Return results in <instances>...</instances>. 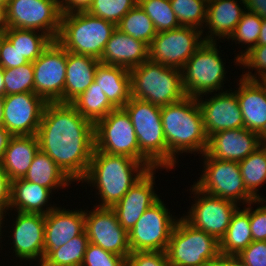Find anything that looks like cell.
I'll list each match as a JSON object with an SVG mask.
<instances>
[{"label":"cell","mask_w":266,"mask_h":266,"mask_svg":"<svg viewBox=\"0 0 266 266\" xmlns=\"http://www.w3.org/2000/svg\"><path fill=\"white\" fill-rule=\"evenodd\" d=\"M39 150L73 182L86 176L95 148L94 124L71 103L47 102L37 131Z\"/></svg>","instance_id":"cell-1"},{"label":"cell","mask_w":266,"mask_h":266,"mask_svg":"<svg viewBox=\"0 0 266 266\" xmlns=\"http://www.w3.org/2000/svg\"><path fill=\"white\" fill-rule=\"evenodd\" d=\"M161 120L168 169L176 167L179 154L195 152L201 155L206 152L208 136L196 97L185 96L178 102L161 107Z\"/></svg>","instance_id":"cell-2"},{"label":"cell","mask_w":266,"mask_h":266,"mask_svg":"<svg viewBox=\"0 0 266 266\" xmlns=\"http://www.w3.org/2000/svg\"><path fill=\"white\" fill-rule=\"evenodd\" d=\"M149 169L138 160L125 155H111L94 148L89 169L82 180L98 190L99 204L109 207L121 200L127 191Z\"/></svg>","instance_id":"cell-3"},{"label":"cell","mask_w":266,"mask_h":266,"mask_svg":"<svg viewBox=\"0 0 266 266\" xmlns=\"http://www.w3.org/2000/svg\"><path fill=\"white\" fill-rule=\"evenodd\" d=\"M116 25L87 11L62 14L56 41L67 51L100 60Z\"/></svg>","instance_id":"cell-4"},{"label":"cell","mask_w":266,"mask_h":266,"mask_svg":"<svg viewBox=\"0 0 266 266\" xmlns=\"http://www.w3.org/2000/svg\"><path fill=\"white\" fill-rule=\"evenodd\" d=\"M129 72L133 98L163 107L186 96L179 69L148 60Z\"/></svg>","instance_id":"cell-5"},{"label":"cell","mask_w":266,"mask_h":266,"mask_svg":"<svg viewBox=\"0 0 266 266\" xmlns=\"http://www.w3.org/2000/svg\"><path fill=\"white\" fill-rule=\"evenodd\" d=\"M217 46L216 42L205 41L185 63L181 71L186 96L204 94L207 98V94L224 91L227 72Z\"/></svg>","instance_id":"cell-6"},{"label":"cell","mask_w":266,"mask_h":266,"mask_svg":"<svg viewBox=\"0 0 266 266\" xmlns=\"http://www.w3.org/2000/svg\"><path fill=\"white\" fill-rule=\"evenodd\" d=\"M166 253L171 266H204L221 255L219 241L182 216L172 230Z\"/></svg>","instance_id":"cell-7"},{"label":"cell","mask_w":266,"mask_h":266,"mask_svg":"<svg viewBox=\"0 0 266 266\" xmlns=\"http://www.w3.org/2000/svg\"><path fill=\"white\" fill-rule=\"evenodd\" d=\"M123 108L131 118L140 152L155 167L167 168V145L162 127L161 107L130 97Z\"/></svg>","instance_id":"cell-8"},{"label":"cell","mask_w":266,"mask_h":266,"mask_svg":"<svg viewBox=\"0 0 266 266\" xmlns=\"http://www.w3.org/2000/svg\"><path fill=\"white\" fill-rule=\"evenodd\" d=\"M95 149L111 155H125L155 166L140 152L131 118L124 108H116L94 125Z\"/></svg>","instance_id":"cell-9"},{"label":"cell","mask_w":266,"mask_h":266,"mask_svg":"<svg viewBox=\"0 0 266 266\" xmlns=\"http://www.w3.org/2000/svg\"><path fill=\"white\" fill-rule=\"evenodd\" d=\"M202 173L193 184L205 193L219 198L242 203L244 206L256 198L246 189L237 161L217 160L206 153Z\"/></svg>","instance_id":"cell-10"},{"label":"cell","mask_w":266,"mask_h":266,"mask_svg":"<svg viewBox=\"0 0 266 266\" xmlns=\"http://www.w3.org/2000/svg\"><path fill=\"white\" fill-rule=\"evenodd\" d=\"M159 199L149 207L128 232L131 252L166 251L178 220ZM176 218V219H175Z\"/></svg>","instance_id":"cell-11"},{"label":"cell","mask_w":266,"mask_h":266,"mask_svg":"<svg viewBox=\"0 0 266 266\" xmlns=\"http://www.w3.org/2000/svg\"><path fill=\"white\" fill-rule=\"evenodd\" d=\"M204 42L203 32L193 27L181 26L157 32L149 45V60L182 70L185 63Z\"/></svg>","instance_id":"cell-12"},{"label":"cell","mask_w":266,"mask_h":266,"mask_svg":"<svg viewBox=\"0 0 266 266\" xmlns=\"http://www.w3.org/2000/svg\"><path fill=\"white\" fill-rule=\"evenodd\" d=\"M190 188L195 201L188 214L182 217L195 228L220 241L227 232L232 215L239 208V204L205 193L194 184Z\"/></svg>","instance_id":"cell-13"},{"label":"cell","mask_w":266,"mask_h":266,"mask_svg":"<svg viewBox=\"0 0 266 266\" xmlns=\"http://www.w3.org/2000/svg\"><path fill=\"white\" fill-rule=\"evenodd\" d=\"M59 0H9L7 21L10 28L33 29L56 41L61 23Z\"/></svg>","instance_id":"cell-14"},{"label":"cell","mask_w":266,"mask_h":266,"mask_svg":"<svg viewBox=\"0 0 266 266\" xmlns=\"http://www.w3.org/2000/svg\"><path fill=\"white\" fill-rule=\"evenodd\" d=\"M66 62L67 50L57 41H52L33 62L34 93L46 102L63 103Z\"/></svg>","instance_id":"cell-15"},{"label":"cell","mask_w":266,"mask_h":266,"mask_svg":"<svg viewBox=\"0 0 266 266\" xmlns=\"http://www.w3.org/2000/svg\"><path fill=\"white\" fill-rule=\"evenodd\" d=\"M93 208L85 210V232L89 242L127 258L131 253L128 232L119 223L115 212L109 207L94 205Z\"/></svg>","instance_id":"cell-16"},{"label":"cell","mask_w":266,"mask_h":266,"mask_svg":"<svg viewBox=\"0 0 266 266\" xmlns=\"http://www.w3.org/2000/svg\"><path fill=\"white\" fill-rule=\"evenodd\" d=\"M3 127L13 136L36 135L47 102L35 93L5 95Z\"/></svg>","instance_id":"cell-17"},{"label":"cell","mask_w":266,"mask_h":266,"mask_svg":"<svg viewBox=\"0 0 266 266\" xmlns=\"http://www.w3.org/2000/svg\"><path fill=\"white\" fill-rule=\"evenodd\" d=\"M213 94L205 100H203L204 94L196 97L208 138L223 130L244 128L236 92L227 89Z\"/></svg>","instance_id":"cell-18"},{"label":"cell","mask_w":266,"mask_h":266,"mask_svg":"<svg viewBox=\"0 0 266 266\" xmlns=\"http://www.w3.org/2000/svg\"><path fill=\"white\" fill-rule=\"evenodd\" d=\"M156 169L169 170L163 167L149 169L121 200L111 207L127 232L133 228L143 213L160 199V195L158 196L154 190Z\"/></svg>","instance_id":"cell-19"},{"label":"cell","mask_w":266,"mask_h":266,"mask_svg":"<svg viewBox=\"0 0 266 266\" xmlns=\"http://www.w3.org/2000/svg\"><path fill=\"white\" fill-rule=\"evenodd\" d=\"M13 221L11 236L13 239L11 249L19 260L38 261L39 265L44 260V230L45 215L40 213L16 212Z\"/></svg>","instance_id":"cell-20"},{"label":"cell","mask_w":266,"mask_h":266,"mask_svg":"<svg viewBox=\"0 0 266 266\" xmlns=\"http://www.w3.org/2000/svg\"><path fill=\"white\" fill-rule=\"evenodd\" d=\"M261 147V136L247 128L217 132L208 138L206 154L217 160L241 161Z\"/></svg>","instance_id":"cell-21"},{"label":"cell","mask_w":266,"mask_h":266,"mask_svg":"<svg viewBox=\"0 0 266 266\" xmlns=\"http://www.w3.org/2000/svg\"><path fill=\"white\" fill-rule=\"evenodd\" d=\"M85 231V210L55 207L45 215L44 258Z\"/></svg>","instance_id":"cell-22"},{"label":"cell","mask_w":266,"mask_h":266,"mask_svg":"<svg viewBox=\"0 0 266 266\" xmlns=\"http://www.w3.org/2000/svg\"><path fill=\"white\" fill-rule=\"evenodd\" d=\"M236 92L244 128L262 136L266 133V86L262 81L239 79Z\"/></svg>","instance_id":"cell-23"},{"label":"cell","mask_w":266,"mask_h":266,"mask_svg":"<svg viewBox=\"0 0 266 266\" xmlns=\"http://www.w3.org/2000/svg\"><path fill=\"white\" fill-rule=\"evenodd\" d=\"M148 60L149 45L144 41L135 40L116 28L99 61L106 65L121 66L130 70Z\"/></svg>","instance_id":"cell-24"},{"label":"cell","mask_w":266,"mask_h":266,"mask_svg":"<svg viewBox=\"0 0 266 266\" xmlns=\"http://www.w3.org/2000/svg\"><path fill=\"white\" fill-rule=\"evenodd\" d=\"M245 11L244 0H208L204 26L208 32H205L204 40L206 42H217L219 39L221 41V38L228 40Z\"/></svg>","instance_id":"cell-25"},{"label":"cell","mask_w":266,"mask_h":266,"mask_svg":"<svg viewBox=\"0 0 266 266\" xmlns=\"http://www.w3.org/2000/svg\"><path fill=\"white\" fill-rule=\"evenodd\" d=\"M100 63L91 56L67 51L63 103H72L94 82L96 69Z\"/></svg>","instance_id":"cell-26"},{"label":"cell","mask_w":266,"mask_h":266,"mask_svg":"<svg viewBox=\"0 0 266 266\" xmlns=\"http://www.w3.org/2000/svg\"><path fill=\"white\" fill-rule=\"evenodd\" d=\"M52 194L49 188L29 182L23 178L12 180L9 210L12 211L15 208L14 211L16 212L40 213L46 215L57 206L56 204L52 206V204L49 203Z\"/></svg>","instance_id":"cell-27"},{"label":"cell","mask_w":266,"mask_h":266,"mask_svg":"<svg viewBox=\"0 0 266 266\" xmlns=\"http://www.w3.org/2000/svg\"><path fill=\"white\" fill-rule=\"evenodd\" d=\"M38 151L39 142L36 135H18L10 138L1 164L11 181L25 176Z\"/></svg>","instance_id":"cell-28"},{"label":"cell","mask_w":266,"mask_h":266,"mask_svg":"<svg viewBox=\"0 0 266 266\" xmlns=\"http://www.w3.org/2000/svg\"><path fill=\"white\" fill-rule=\"evenodd\" d=\"M94 82L115 108H123L131 97L130 72L127 68L100 63Z\"/></svg>","instance_id":"cell-29"},{"label":"cell","mask_w":266,"mask_h":266,"mask_svg":"<svg viewBox=\"0 0 266 266\" xmlns=\"http://www.w3.org/2000/svg\"><path fill=\"white\" fill-rule=\"evenodd\" d=\"M247 205L243 209L239 207L232 215L227 232L219 241L221 255L236 256L253 241L250 229L249 203Z\"/></svg>","instance_id":"cell-30"},{"label":"cell","mask_w":266,"mask_h":266,"mask_svg":"<svg viewBox=\"0 0 266 266\" xmlns=\"http://www.w3.org/2000/svg\"><path fill=\"white\" fill-rule=\"evenodd\" d=\"M23 179L54 190L69 187L73 182L58 165L44 152L39 150Z\"/></svg>","instance_id":"cell-31"},{"label":"cell","mask_w":266,"mask_h":266,"mask_svg":"<svg viewBox=\"0 0 266 266\" xmlns=\"http://www.w3.org/2000/svg\"><path fill=\"white\" fill-rule=\"evenodd\" d=\"M3 36L32 63L53 41L47 34L33 29L9 28Z\"/></svg>","instance_id":"cell-32"},{"label":"cell","mask_w":266,"mask_h":266,"mask_svg":"<svg viewBox=\"0 0 266 266\" xmlns=\"http://www.w3.org/2000/svg\"><path fill=\"white\" fill-rule=\"evenodd\" d=\"M71 104L85 119L94 125L116 109L95 82Z\"/></svg>","instance_id":"cell-33"},{"label":"cell","mask_w":266,"mask_h":266,"mask_svg":"<svg viewBox=\"0 0 266 266\" xmlns=\"http://www.w3.org/2000/svg\"><path fill=\"white\" fill-rule=\"evenodd\" d=\"M238 163L246 189L256 199H264V197H261L262 195L258 194V188L266 183V151L259 147Z\"/></svg>","instance_id":"cell-34"},{"label":"cell","mask_w":266,"mask_h":266,"mask_svg":"<svg viewBox=\"0 0 266 266\" xmlns=\"http://www.w3.org/2000/svg\"><path fill=\"white\" fill-rule=\"evenodd\" d=\"M89 244L86 232L72 238L59 248L53 249L39 266H65L82 264Z\"/></svg>","instance_id":"cell-35"},{"label":"cell","mask_w":266,"mask_h":266,"mask_svg":"<svg viewBox=\"0 0 266 266\" xmlns=\"http://www.w3.org/2000/svg\"><path fill=\"white\" fill-rule=\"evenodd\" d=\"M263 19L257 14L245 11L238 22L235 31L229 37L236 44L246 45L245 50H240L239 54L234 57L235 65L240 67V59L247 54L253 47L257 46ZM241 43V44H240Z\"/></svg>","instance_id":"cell-36"},{"label":"cell","mask_w":266,"mask_h":266,"mask_svg":"<svg viewBox=\"0 0 266 266\" xmlns=\"http://www.w3.org/2000/svg\"><path fill=\"white\" fill-rule=\"evenodd\" d=\"M123 33L150 45L157 34L152 20L137 4L116 25Z\"/></svg>","instance_id":"cell-37"},{"label":"cell","mask_w":266,"mask_h":266,"mask_svg":"<svg viewBox=\"0 0 266 266\" xmlns=\"http://www.w3.org/2000/svg\"><path fill=\"white\" fill-rule=\"evenodd\" d=\"M181 26L204 32L208 0H169Z\"/></svg>","instance_id":"cell-38"},{"label":"cell","mask_w":266,"mask_h":266,"mask_svg":"<svg viewBox=\"0 0 266 266\" xmlns=\"http://www.w3.org/2000/svg\"><path fill=\"white\" fill-rule=\"evenodd\" d=\"M138 5L152 20L157 32L181 27L169 0H138Z\"/></svg>","instance_id":"cell-39"},{"label":"cell","mask_w":266,"mask_h":266,"mask_svg":"<svg viewBox=\"0 0 266 266\" xmlns=\"http://www.w3.org/2000/svg\"><path fill=\"white\" fill-rule=\"evenodd\" d=\"M5 95L34 93V68L29 62L17 68L3 69Z\"/></svg>","instance_id":"cell-40"},{"label":"cell","mask_w":266,"mask_h":266,"mask_svg":"<svg viewBox=\"0 0 266 266\" xmlns=\"http://www.w3.org/2000/svg\"><path fill=\"white\" fill-rule=\"evenodd\" d=\"M137 4L138 0H93L87 12L117 25Z\"/></svg>","instance_id":"cell-41"},{"label":"cell","mask_w":266,"mask_h":266,"mask_svg":"<svg viewBox=\"0 0 266 266\" xmlns=\"http://www.w3.org/2000/svg\"><path fill=\"white\" fill-rule=\"evenodd\" d=\"M248 69L239 76L246 80L262 81L266 78V45H257L240 59V66ZM255 70L253 74L250 70Z\"/></svg>","instance_id":"cell-42"},{"label":"cell","mask_w":266,"mask_h":266,"mask_svg":"<svg viewBox=\"0 0 266 266\" xmlns=\"http://www.w3.org/2000/svg\"><path fill=\"white\" fill-rule=\"evenodd\" d=\"M82 264L83 266H126V258L89 242Z\"/></svg>","instance_id":"cell-43"},{"label":"cell","mask_w":266,"mask_h":266,"mask_svg":"<svg viewBox=\"0 0 266 266\" xmlns=\"http://www.w3.org/2000/svg\"><path fill=\"white\" fill-rule=\"evenodd\" d=\"M259 204L253 209L252 204ZM266 199H256L249 203L250 229L253 241H266ZM253 210V211H252Z\"/></svg>","instance_id":"cell-44"},{"label":"cell","mask_w":266,"mask_h":266,"mask_svg":"<svg viewBox=\"0 0 266 266\" xmlns=\"http://www.w3.org/2000/svg\"><path fill=\"white\" fill-rule=\"evenodd\" d=\"M126 266H171L166 251L131 252Z\"/></svg>","instance_id":"cell-45"},{"label":"cell","mask_w":266,"mask_h":266,"mask_svg":"<svg viewBox=\"0 0 266 266\" xmlns=\"http://www.w3.org/2000/svg\"><path fill=\"white\" fill-rule=\"evenodd\" d=\"M236 256L246 266H266V241H252Z\"/></svg>","instance_id":"cell-46"},{"label":"cell","mask_w":266,"mask_h":266,"mask_svg":"<svg viewBox=\"0 0 266 266\" xmlns=\"http://www.w3.org/2000/svg\"><path fill=\"white\" fill-rule=\"evenodd\" d=\"M29 63L12 44L4 37H0V67L3 69L17 68Z\"/></svg>","instance_id":"cell-47"},{"label":"cell","mask_w":266,"mask_h":266,"mask_svg":"<svg viewBox=\"0 0 266 266\" xmlns=\"http://www.w3.org/2000/svg\"><path fill=\"white\" fill-rule=\"evenodd\" d=\"M11 202V180L0 162V211H9Z\"/></svg>","instance_id":"cell-48"},{"label":"cell","mask_w":266,"mask_h":266,"mask_svg":"<svg viewBox=\"0 0 266 266\" xmlns=\"http://www.w3.org/2000/svg\"><path fill=\"white\" fill-rule=\"evenodd\" d=\"M93 0H59L62 14L87 11Z\"/></svg>","instance_id":"cell-49"},{"label":"cell","mask_w":266,"mask_h":266,"mask_svg":"<svg viewBox=\"0 0 266 266\" xmlns=\"http://www.w3.org/2000/svg\"><path fill=\"white\" fill-rule=\"evenodd\" d=\"M245 9L248 12L257 14L260 18L266 19V0H244Z\"/></svg>","instance_id":"cell-50"},{"label":"cell","mask_w":266,"mask_h":266,"mask_svg":"<svg viewBox=\"0 0 266 266\" xmlns=\"http://www.w3.org/2000/svg\"><path fill=\"white\" fill-rule=\"evenodd\" d=\"M13 135L7 131L3 126L0 127V162L3 159L8 142Z\"/></svg>","instance_id":"cell-51"},{"label":"cell","mask_w":266,"mask_h":266,"mask_svg":"<svg viewBox=\"0 0 266 266\" xmlns=\"http://www.w3.org/2000/svg\"><path fill=\"white\" fill-rule=\"evenodd\" d=\"M9 28L7 21V7L0 6V36H3Z\"/></svg>","instance_id":"cell-52"},{"label":"cell","mask_w":266,"mask_h":266,"mask_svg":"<svg viewBox=\"0 0 266 266\" xmlns=\"http://www.w3.org/2000/svg\"><path fill=\"white\" fill-rule=\"evenodd\" d=\"M204 266H227V256L220 255L218 258L208 261Z\"/></svg>","instance_id":"cell-53"},{"label":"cell","mask_w":266,"mask_h":266,"mask_svg":"<svg viewBox=\"0 0 266 266\" xmlns=\"http://www.w3.org/2000/svg\"><path fill=\"white\" fill-rule=\"evenodd\" d=\"M257 45H266V19H263V23L261 26V32L258 39Z\"/></svg>","instance_id":"cell-54"},{"label":"cell","mask_w":266,"mask_h":266,"mask_svg":"<svg viewBox=\"0 0 266 266\" xmlns=\"http://www.w3.org/2000/svg\"><path fill=\"white\" fill-rule=\"evenodd\" d=\"M227 266H246L237 256H227Z\"/></svg>","instance_id":"cell-55"},{"label":"cell","mask_w":266,"mask_h":266,"mask_svg":"<svg viewBox=\"0 0 266 266\" xmlns=\"http://www.w3.org/2000/svg\"><path fill=\"white\" fill-rule=\"evenodd\" d=\"M0 96H5V85L2 67H0Z\"/></svg>","instance_id":"cell-56"},{"label":"cell","mask_w":266,"mask_h":266,"mask_svg":"<svg viewBox=\"0 0 266 266\" xmlns=\"http://www.w3.org/2000/svg\"><path fill=\"white\" fill-rule=\"evenodd\" d=\"M3 109H4V99L3 96H0V127L3 126Z\"/></svg>","instance_id":"cell-57"},{"label":"cell","mask_w":266,"mask_h":266,"mask_svg":"<svg viewBox=\"0 0 266 266\" xmlns=\"http://www.w3.org/2000/svg\"><path fill=\"white\" fill-rule=\"evenodd\" d=\"M4 214H5L4 212L0 211V239L2 238V236H4V235H2L4 232V231H2V228H3L2 225L4 224L3 221H5L4 218H6V217H4V216H6V214L5 215ZM0 243H2L1 240H0ZM0 247H2V246L0 245Z\"/></svg>","instance_id":"cell-58"},{"label":"cell","mask_w":266,"mask_h":266,"mask_svg":"<svg viewBox=\"0 0 266 266\" xmlns=\"http://www.w3.org/2000/svg\"><path fill=\"white\" fill-rule=\"evenodd\" d=\"M261 147L266 151V133L261 136Z\"/></svg>","instance_id":"cell-59"},{"label":"cell","mask_w":266,"mask_h":266,"mask_svg":"<svg viewBox=\"0 0 266 266\" xmlns=\"http://www.w3.org/2000/svg\"><path fill=\"white\" fill-rule=\"evenodd\" d=\"M9 0H0V6L1 7H7Z\"/></svg>","instance_id":"cell-60"},{"label":"cell","mask_w":266,"mask_h":266,"mask_svg":"<svg viewBox=\"0 0 266 266\" xmlns=\"http://www.w3.org/2000/svg\"><path fill=\"white\" fill-rule=\"evenodd\" d=\"M65 266H83V264H73V265H65Z\"/></svg>","instance_id":"cell-61"},{"label":"cell","mask_w":266,"mask_h":266,"mask_svg":"<svg viewBox=\"0 0 266 266\" xmlns=\"http://www.w3.org/2000/svg\"><path fill=\"white\" fill-rule=\"evenodd\" d=\"M262 82H263L264 85L266 86V78H264V79L262 80Z\"/></svg>","instance_id":"cell-62"}]
</instances>
